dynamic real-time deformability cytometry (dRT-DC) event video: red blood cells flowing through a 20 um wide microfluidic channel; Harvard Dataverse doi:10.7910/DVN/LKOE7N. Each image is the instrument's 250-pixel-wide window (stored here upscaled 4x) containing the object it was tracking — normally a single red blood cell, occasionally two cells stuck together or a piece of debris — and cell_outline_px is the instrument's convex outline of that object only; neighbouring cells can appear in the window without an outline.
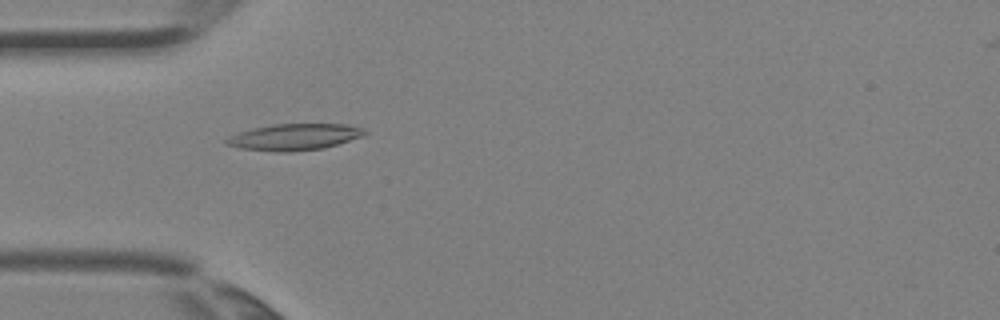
{"species": "Egyptian fruit bat (a non-hibernating species)", "species_latin": "Rousettus aegyptiacus", "temperature_condition": "room temperature", "stored_images_in_passage": 4, "camera_frame_rate_fps": 3000, "um_per_image_px": 0.085, "animal": {"sex": "female"}, "frame": {"image": 1, "passage_image": 4, "time_ms": 1.0, "image_size_px": [1000, 320], "cell_outline_px": [[368, 132], [364, 136], [324, 148], [288, 152], [276, 152], [240, 148], [224, 144], [224, 140], [228, 136], [252, 128], [272, 124], [348, 124], [364, 128]], "centroid_in_image_um": [25.02, 11.64], "position_along_channel_um": 60.0, "area_um2": 21.5}}